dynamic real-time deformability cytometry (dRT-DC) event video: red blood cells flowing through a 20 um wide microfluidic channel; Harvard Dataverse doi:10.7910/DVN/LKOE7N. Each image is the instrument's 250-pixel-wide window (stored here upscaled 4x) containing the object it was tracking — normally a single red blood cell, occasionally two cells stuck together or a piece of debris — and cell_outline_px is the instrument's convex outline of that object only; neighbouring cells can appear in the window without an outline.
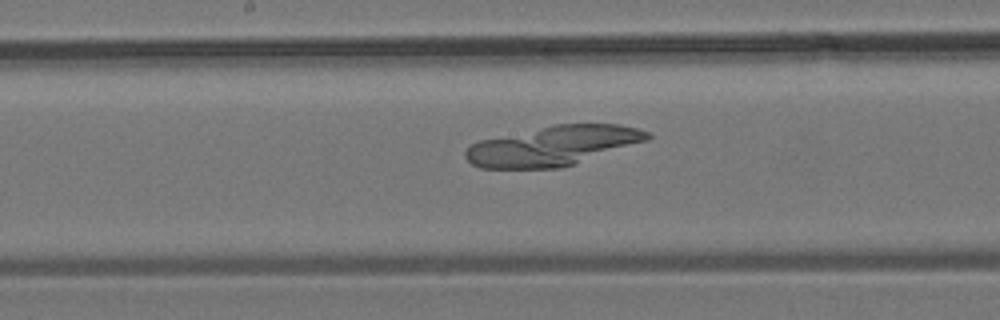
{"species": "common noctule bat (a hibernating species)", "species_latin": "Nyctalus noctula", "temperature_condition": "room temperature", "stored_images_in_passage": 38, "segment_of_instrument_passage": [1, 2], "camera_frame_rate_fps": 3000, "um_per_image_px": 0.085, "animal": {"sex": "male", "body_mass_g": 19.2, "forearm_length_mm": 51.8}, "frame": {"image": 1, "passage_image": 17, "time_ms": 5.333, "image_size_px": [1000, 320], "cell_outline_px": [[652, 136], [648, 140], [560, 168], [480, 168], [472, 164], [464, 156], [464, 152], [472, 144], [480, 140], [552, 124], [620, 124], [652, 132]], "centroid_in_image_um": [47.0, 12.38], "position_along_channel_um": 201.2, "area_um2": 41.91}}